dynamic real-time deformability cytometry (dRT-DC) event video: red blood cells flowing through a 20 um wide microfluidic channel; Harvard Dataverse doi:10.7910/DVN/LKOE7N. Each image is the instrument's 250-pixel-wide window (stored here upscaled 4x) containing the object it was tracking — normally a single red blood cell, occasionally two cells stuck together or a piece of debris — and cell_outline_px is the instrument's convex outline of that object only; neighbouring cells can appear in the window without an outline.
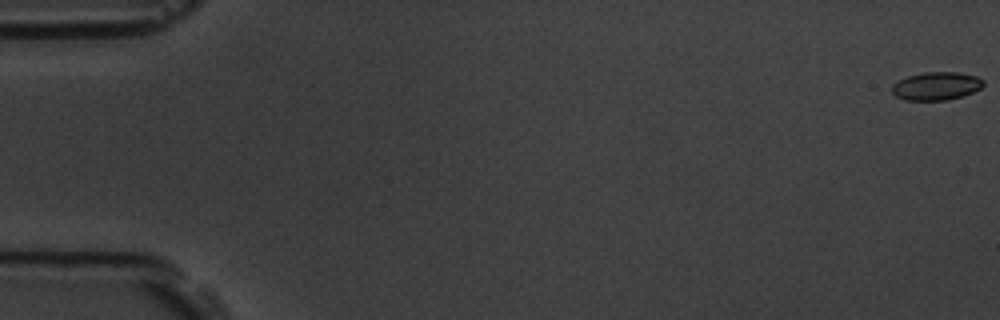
{"species": "common noctule bat (a hibernating species)", "species_latin": "Nyctalus noctula", "temperature_condition": "room temperature", "stored_images_in_passage": 5, "camera_frame_rate_fps": 3000, "um_per_image_px": 0.085, "animal": {"sex": "male", "body_mass_g": 19.5, "forearm_length_mm": 54.6}, "frame": {"image": 1, "passage_image": 1, "time_ms": 0.0, "image_size_px": [1000, 320], "cell_outline_px": [[984, 84], [980, 88], [964, 96], [948, 100], [904, 100], [896, 96], [892, 92], [892, 84], [908, 76], [924, 72], [956, 72], [976, 76], [984, 80]], "centroid_in_image_um": [79.59, 7.32], "position_along_channel_um": 5.4, "area_um2": 14.97}}